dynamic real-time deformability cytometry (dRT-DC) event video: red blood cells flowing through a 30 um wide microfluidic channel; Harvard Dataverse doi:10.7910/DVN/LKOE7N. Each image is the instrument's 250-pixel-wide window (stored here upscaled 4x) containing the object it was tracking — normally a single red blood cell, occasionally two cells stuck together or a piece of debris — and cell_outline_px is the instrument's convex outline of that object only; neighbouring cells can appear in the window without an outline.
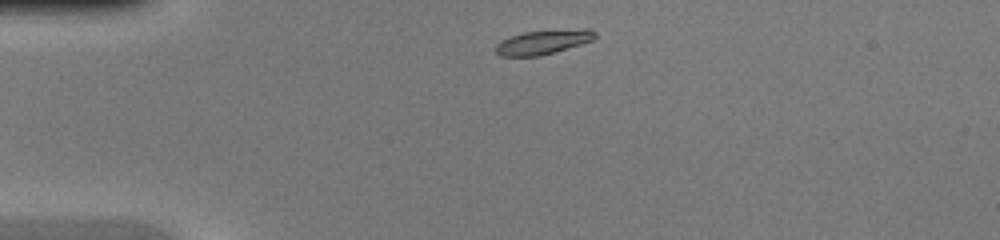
{"species": "common noctule bat (a hibernating species)", "species_latin": "Nyctalus noctula", "temperature_condition": "warm", "stored_images_in_passage": 36, "camera_frame_rate_fps": 3000, "um_per_image_px": 0.085, "animal": {"sex": "female", "body_mass_g": 20.0, "forearm_length_mm": 54.0}, "frame": {"image": 1, "passage_image": 1, "time_ms": 0.0, "image_size_px": [1000, 240], "cell_outline_px": [[596, 36], [592, 40], [556, 52], [540, 56], [500, 56], [496, 52], [496, 44], [500, 40], [524, 32], [584, 28], [592, 28], [596, 32]], "centroid_in_image_um": [46.19, 3.57], "position_along_channel_um": 38.8, "area_um2": 14.1}}
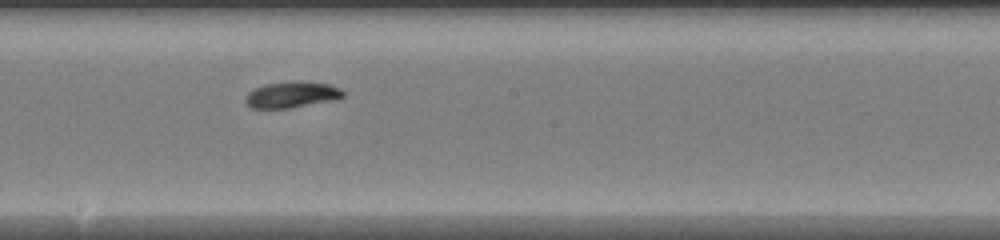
{"frame": {"image": 2, "passage_image": 16, "time_ms": 5.0, "image_size_px": [1000, 240], "cell_outline_px": [[344, 96], [328, 100], [288, 108], [252, 108], [244, 100], [244, 96], [248, 92], [264, 84], [328, 84], [340, 88], [344, 92]], "centroid_in_image_um": [24.71, 8.09], "position_along_channel_um": 223.5, "area_um2": 13.7}}
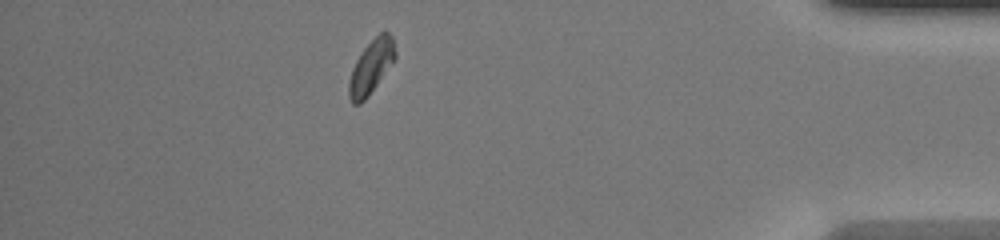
{"frame": {"image": 3, "passage_image": 31, "time_ms": 10.0, "image_size_px": [1000, 240], "cell_outline_px": [[396, 56], [368, 96], [360, 104], [352, 104], [348, 96], [348, 80], [352, 68], [356, 60], [364, 48], [380, 32], [388, 32], [392, 36], [396, 52]], "centroid_in_image_um": [31.51, 5.69], "position_along_channel_um": 403.7, "area_um2": 14.22}}